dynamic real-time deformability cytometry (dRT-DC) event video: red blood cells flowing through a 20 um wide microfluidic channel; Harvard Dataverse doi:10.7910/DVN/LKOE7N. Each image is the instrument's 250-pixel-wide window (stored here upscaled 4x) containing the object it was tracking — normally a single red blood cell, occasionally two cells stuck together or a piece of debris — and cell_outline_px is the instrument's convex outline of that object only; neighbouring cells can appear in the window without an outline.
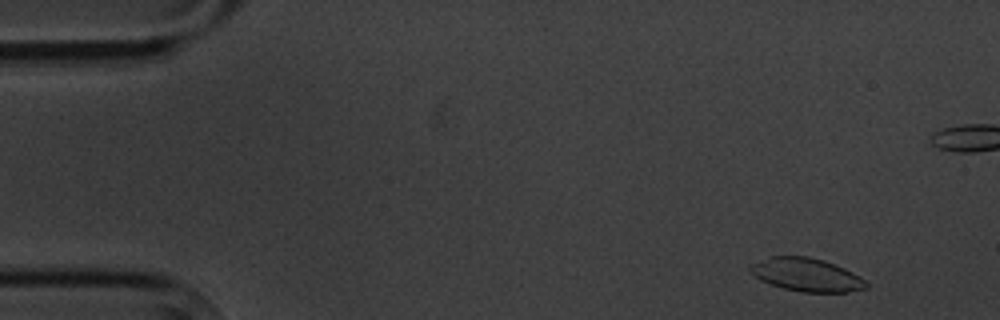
{"species": "common noctule bat (a hibernating species)", "species_latin": "Nyctalus noctula", "temperature_condition": "cold", "stored_images_in_passage": 5, "camera_frame_rate_fps": 3000, "um_per_image_px": 0.085, "animal": {"sex": "male", "body_mass_g": 20.1, "forearm_length_mm": 53.5}, "frame": {"image": 1, "passage_image": 1, "time_ms": 0.0, "image_size_px": [1000, 320], "cell_outline_px": [[868, 288], [848, 292], [804, 292], [784, 288], [760, 280], [748, 268], [748, 264], [772, 256], [808, 256], [824, 260], [844, 268], [860, 276], [868, 284]], "centroid_in_image_um": [68.56, 23.35], "position_along_channel_um": 16.4, "area_um2": 22.37}}